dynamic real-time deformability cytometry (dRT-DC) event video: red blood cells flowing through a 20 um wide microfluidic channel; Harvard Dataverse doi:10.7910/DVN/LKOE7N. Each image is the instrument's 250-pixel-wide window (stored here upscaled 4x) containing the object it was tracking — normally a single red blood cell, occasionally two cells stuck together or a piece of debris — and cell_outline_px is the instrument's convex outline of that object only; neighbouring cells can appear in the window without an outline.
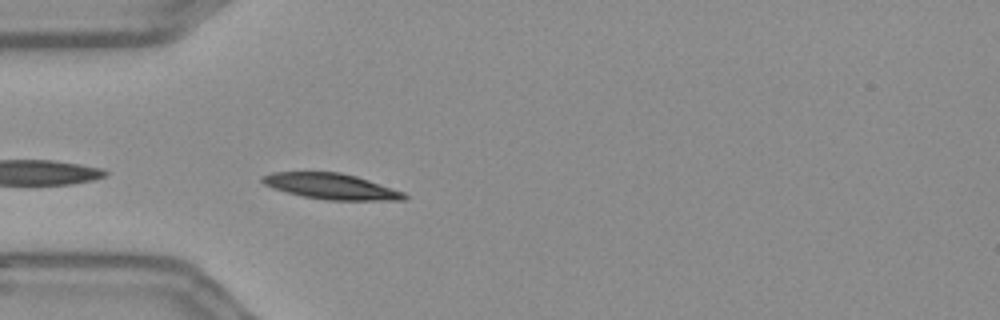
{"species": "Egyptian fruit bat (a non-hibernating species)", "species_latin": "Rousettus aegyptiacus", "temperature_condition": "warm", "stored_images_in_passage": 42, "camera_frame_rate_fps": 3000, "um_per_image_px": 0.085, "frame": {"image": 1, "passage_image": 2, "time_ms": 0.333, "image_size_px": [1000, 320], "cell_outline_px": [[408, 196], [404, 200], [328, 200], [304, 196], [272, 188], [264, 184], [260, 180], [260, 176], [272, 172], [340, 172], [356, 176], [404, 192]], "centroid_in_image_um": [28.12, 15.83], "position_along_channel_um": 56.9, "area_um2": 21.15}}
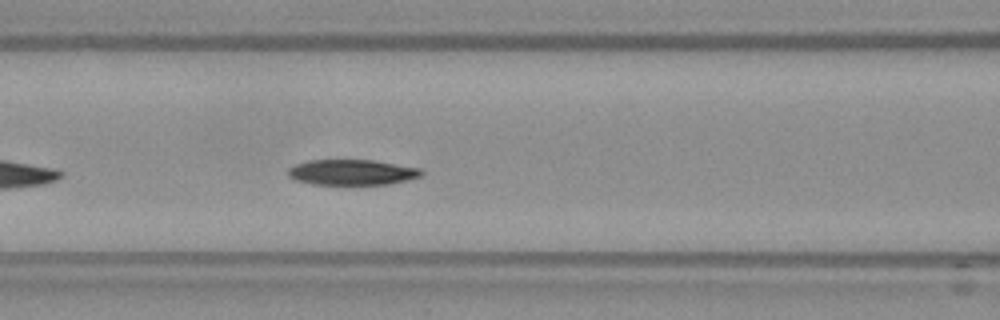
{"frame": {"image": 2, "passage_image": 9, "time_ms": 2.667, "image_size_px": [1000, 320], "cell_outline_px": [[424, 172], [420, 176], [408, 180], [388, 184], [312, 184], [296, 180], [288, 176], [288, 168], [296, 164], [308, 160], [372, 160], [420, 168]], "centroid_in_image_um": [29.91, 14.64], "position_along_channel_um": 136.7, "area_um2": 19.71}}
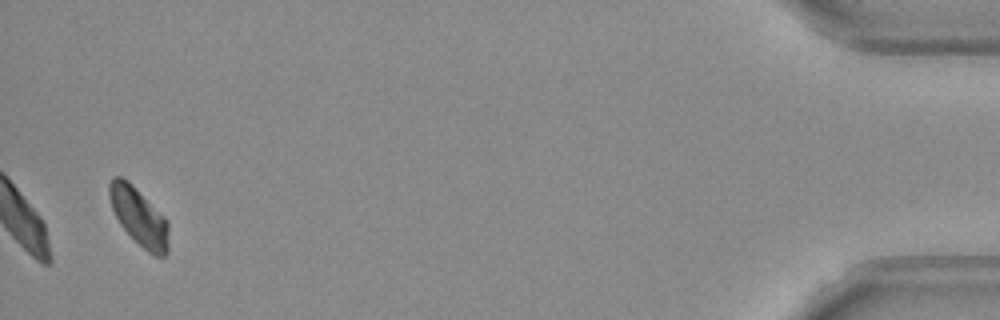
{"frame": {"image": 3, "passage_image": 40, "time_ms": 13.0, "image_size_px": [1000, 320], "cell_outline_px": [[168, 252], [164, 256], [156, 256], [148, 252], [120, 224], [112, 208], [108, 196], [108, 184], [112, 176], [120, 176], [128, 180], [168, 220]], "centroid_in_image_um": [11.8, 18.38], "position_along_channel_um": 423.4, "area_um2": 19.83}, "authors_computed_cell_mechanics": {"area_um2": 20.4323, "velocity_mm_per_s": 3.5987, "shape_relaxation_time_tau1_ms": 3.8726, "shape_relaxation_time_tau2_ms": 7.869, "deformation_change_tau1": 0.1165, "deformation_change_tau2": 0.0902}}